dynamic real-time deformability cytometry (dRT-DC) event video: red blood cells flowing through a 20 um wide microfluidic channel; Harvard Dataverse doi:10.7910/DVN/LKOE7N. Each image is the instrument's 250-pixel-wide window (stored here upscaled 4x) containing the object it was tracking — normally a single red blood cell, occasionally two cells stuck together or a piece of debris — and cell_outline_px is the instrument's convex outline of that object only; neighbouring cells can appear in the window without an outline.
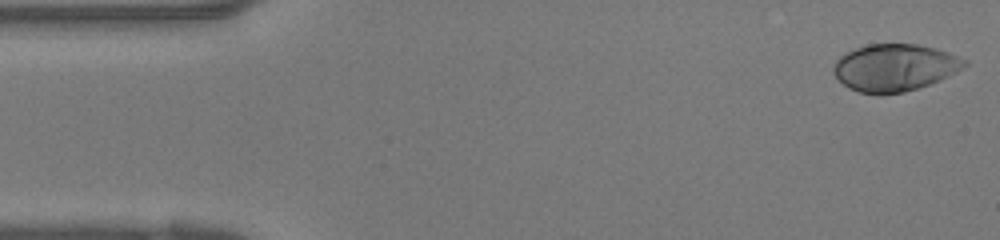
{"species": "human", "species_latin": "Homo sapiens", "temperature_condition": "warm", "stored_images_in_passage": 39, "camera_frame_rate_fps": 3000, "um_per_image_px": 0.085, "donor": {"sex": "female"}, "frame": {"image": 1, "passage_image": 1, "time_ms": 0.0, "image_size_px": [1000, 240], "cell_outline_px": [[968, 64], [956, 72], [928, 84], [904, 92], [860, 92], [848, 88], [832, 72], [832, 68], [836, 60], [840, 56], [856, 48], [868, 44], [916, 44], [936, 48], [948, 52], [968, 60]], "centroid_in_image_um": [76.05, 5.71], "position_along_channel_um": 9.0, "area_um2": 35.37}}
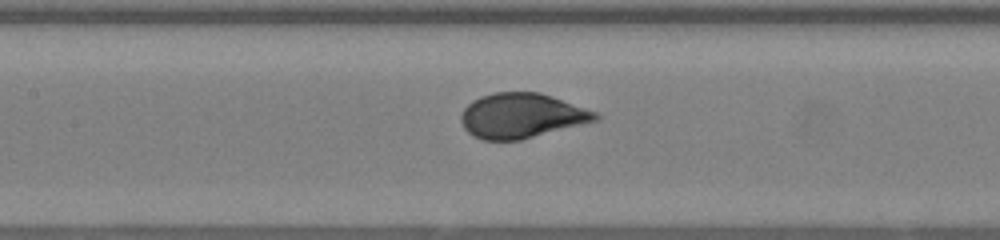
{"frame": {"image": 2, "passage_image": 17, "time_ms": 5.333, "image_size_px": [1000, 240], "cell_outline_px": [[600, 120], [520, 140], [484, 140], [472, 136], [464, 128], [460, 120], [460, 116], [464, 108], [472, 100], [480, 96], [492, 92], [540, 92], [596, 112], [600, 116]], "centroid_in_image_um": [44.31, 9.83], "position_along_channel_um": 163.1, "area_um2": 35.2}}
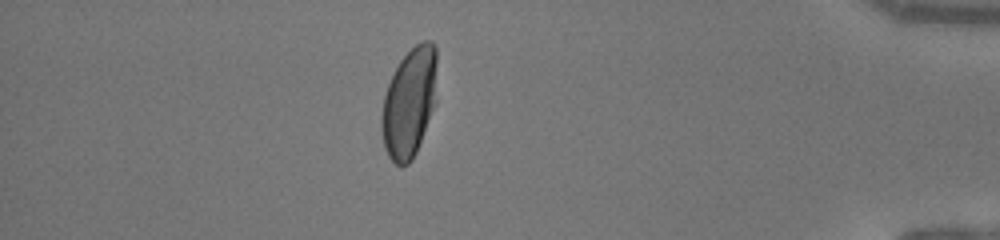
{"frame": {"image": 3, "passage_image": 34, "time_ms": 11.0, "image_size_px": [1000, 240], "cell_outline_px": [[436, 104], [416, 152], [412, 160], [408, 164], [400, 168], [388, 156], [384, 148], [380, 128], [380, 116], [384, 96], [388, 84], [400, 60], [416, 44], [424, 40], [432, 40], [436, 44]], "centroid_in_image_um": [34.79, 8.74], "position_along_channel_um": 400.4, "area_um2": 35.84}}